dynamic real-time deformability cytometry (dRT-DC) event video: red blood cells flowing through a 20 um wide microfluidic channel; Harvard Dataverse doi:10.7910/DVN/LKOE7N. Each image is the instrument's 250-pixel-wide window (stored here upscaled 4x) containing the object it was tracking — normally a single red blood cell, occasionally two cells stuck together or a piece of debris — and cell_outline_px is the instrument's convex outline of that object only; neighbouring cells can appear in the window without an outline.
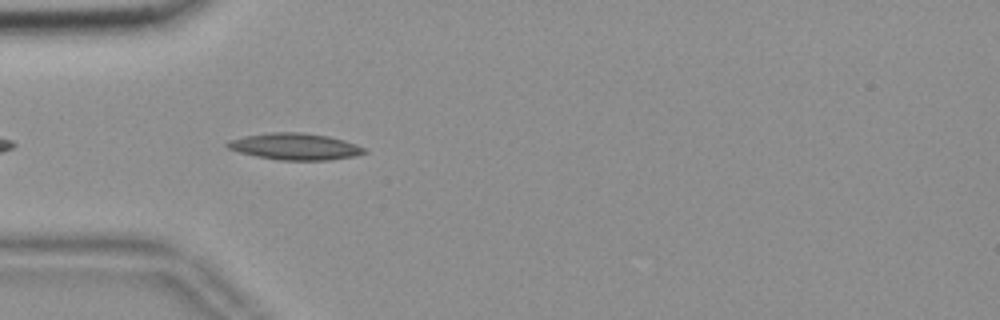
{"species": "common noctule bat (a hibernating species)", "species_latin": "Nyctalus noctula", "temperature_condition": "room temperature", "stored_images_in_passage": 16, "camera_frame_rate_fps": 3000, "um_per_image_px": 0.085, "animal": {"sex": "female", "body_mass_g": 18.4}, "frame": {"image": 1, "passage_image": 3, "time_ms": 0.667, "image_size_px": [1000, 320], "cell_outline_px": [[368, 152], [356, 156], [328, 160], [280, 160], [256, 156], [240, 152], [228, 148], [224, 144], [228, 140], [244, 136], [272, 132], [300, 132], [328, 136], [344, 140], [356, 144], [364, 148]], "centroid_in_image_um": [25.08, 12.45], "position_along_channel_um": 59.9, "area_um2": 21.21}}